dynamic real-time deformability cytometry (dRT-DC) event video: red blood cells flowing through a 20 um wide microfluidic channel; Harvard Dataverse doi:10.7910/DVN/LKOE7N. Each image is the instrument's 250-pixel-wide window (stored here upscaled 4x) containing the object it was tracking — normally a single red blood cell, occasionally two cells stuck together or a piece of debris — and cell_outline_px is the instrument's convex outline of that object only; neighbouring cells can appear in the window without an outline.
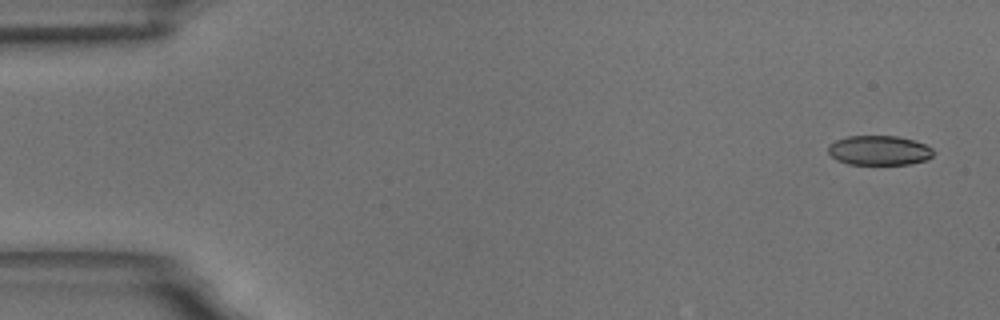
{"species": "common noctule bat (a hibernating species)", "species_latin": "Nyctalus noctula", "temperature_condition": "room temperature", "stored_images_in_passage": 4, "camera_frame_rate_fps": 3000, "um_per_image_px": 0.085, "animal": {"sex": "male", "body_mass_g": 18.8}, "frame": {"image": 1, "passage_image": 1, "time_ms": 0.0, "image_size_px": [1000, 320], "cell_outline_px": [[936, 152], [928, 160], [908, 164], [848, 164], [836, 160], [828, 152], [828, 144], [836, 140], [848, 136], [896, 136], [912, 140], [924, 144], [932, 148]], "centroid_in_image_um": [74.73, 12.79], "position_along_channel_um": 10.3, "area_um2": 18.21}}
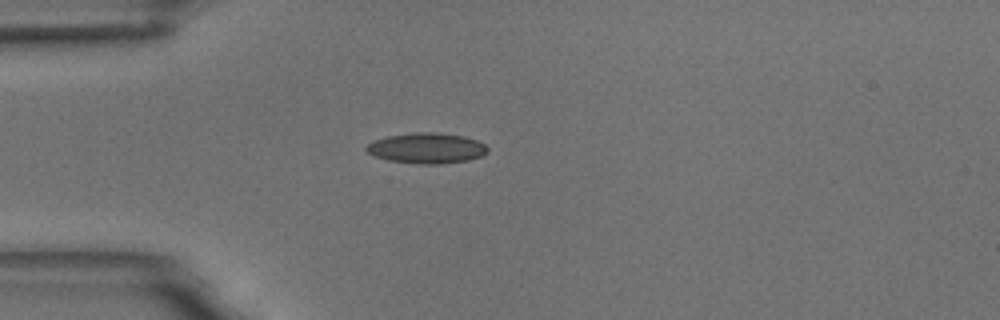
{"frame": {"image": 2, "passage_image": 4, "time_ms": 4.333, "image_size_px": [1000, 320], "cell_outline_px": [[488, 152], [480, 156], [468, 160], [440, 164], [416, 164], [388, 160], [376, 156], [368, 152], [364, 148], [372, 140], [388, 136], [416, 132], [436, 132], [464, 136], [476, 140], [484, 144], [488, 148]], "centroid_in_image_um": [36.26, 12.59], "position_along_channel_um": 48.7, "area_um2": 21.56}}